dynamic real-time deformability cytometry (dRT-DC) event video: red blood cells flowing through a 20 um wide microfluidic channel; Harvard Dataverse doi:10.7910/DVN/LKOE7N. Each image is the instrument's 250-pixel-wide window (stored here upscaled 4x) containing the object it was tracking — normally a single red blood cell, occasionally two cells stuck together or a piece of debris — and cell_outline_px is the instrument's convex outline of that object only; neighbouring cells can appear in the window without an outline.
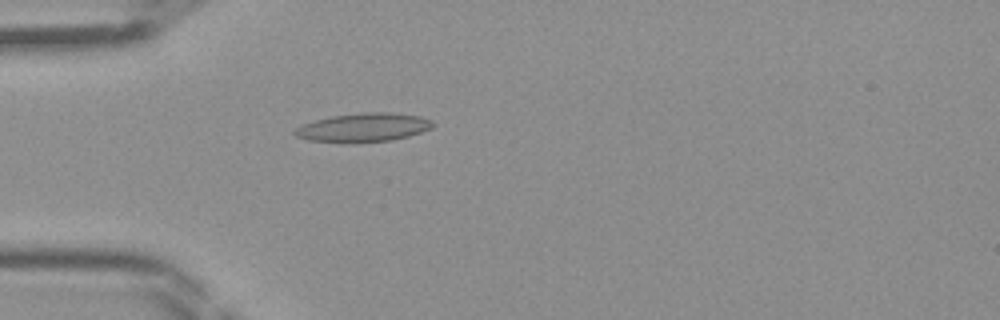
{"species": "Egyptian fruit bat (a non-hibernating species)", "species_latin": "Rousettus aegyptiacus", "temperature_condition": "room temperature", "stored_images_in_passage": 45, "camera_frame_rate_fps": 3000, "um_per_image_px": 0.085, "frame": {"image": 1, "passage_image": 13, "time_ms": 4.0, "image_size_px": [1000, 320], "cell_outline_px": [[436, 124], [432, 128], [408, 136], [392, 140], [344, 144], [308, 140], [296, 136], [292, 132], [296, 128], [304, 124], [316, 120], [332, 116], [360, 112], [392, 112], [420, 116], [432, 120]], "centroid_in_image_um": [30.89, 10.85], "position_along_channel_um": 54.1, "area_um2": 23.47}}
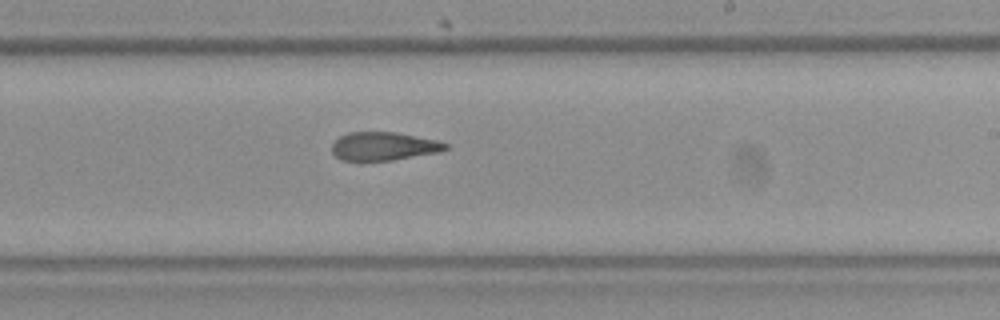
{"frame": {"image": 2, "passage_image": 27, "time_ms": 8.667, "image_size_px": [1000, 320], "cell_outline_px": [[448, 148], [440, 152], [392, 160], [360, 164], [340, 160], [332, 152], [332, 144], [340, 136], [348, 132], [396, 132], [436, 140], [448, 144]], "centroid_in_image_um": [32.55, 12.47], "position_along_channel_um": 256.5, "area_um2": 19.42}}
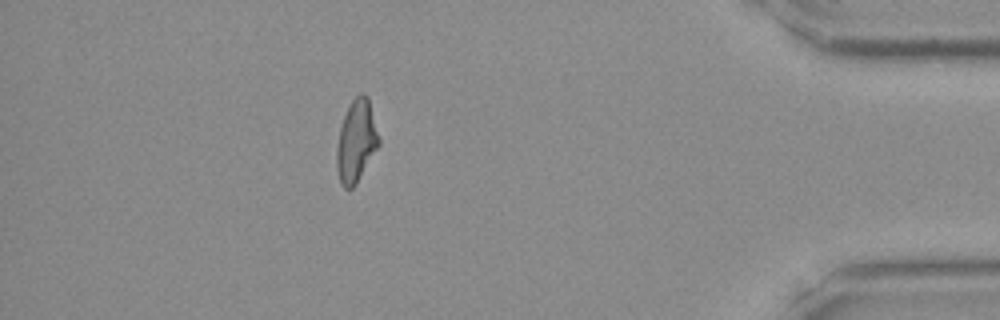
{"frame": {"image": 3, "passage_image": 40, "time_ms": 13.0, "image_size_px": [1000, 320], "cell_outline_px": [[380, 144], [356, 184], [352, 188], [344, 188], [340, 184], [336, 168], [336, 148], [340, 128], [344, 116], [352, 100], [360, 92], [364, 92], [368, 96], [380, 140]], "centroid_in_image_um": [30.28, 12.0], "position_along_channel_um": 404.9, "area_um2": 20.23}}